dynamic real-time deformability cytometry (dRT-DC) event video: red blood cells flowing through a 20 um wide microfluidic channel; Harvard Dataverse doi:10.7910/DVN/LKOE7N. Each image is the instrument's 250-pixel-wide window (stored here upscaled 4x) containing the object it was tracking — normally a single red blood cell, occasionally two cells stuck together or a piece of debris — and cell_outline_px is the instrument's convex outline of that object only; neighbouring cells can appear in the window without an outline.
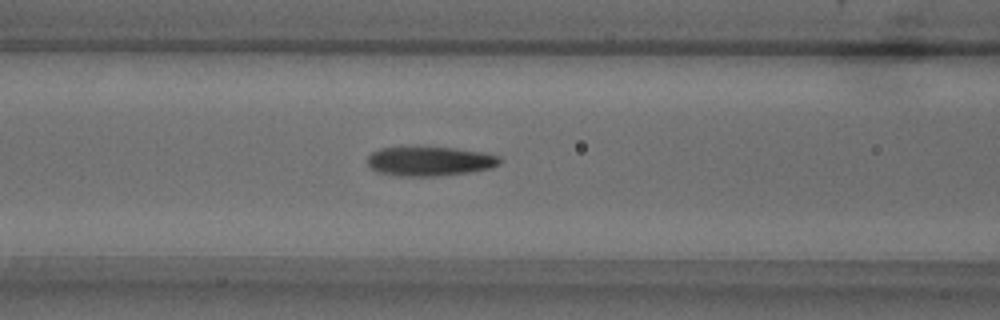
{"species": "common noctule bat (a hibernating species)", "species_latin": "Nyctalus noctula", "temperature_condition": "warm", "stored_images_in_passage": 41, "camera_frame_rate_fps": 3000, "um_per_image_px": 0.085, "animal": {"sex": "male", "body_mass_g": 18.8}, "frame": {"image": 1, "passage_image": 19, "time_ms": 6.0, "image_size_px": [1000, 320], "cell_outline_px": [[500, 164], [488, 168], [468, 172], [436, 176], [396, 176], [380, 172], [372, 168], [368, 164], [368, 156], [372, 152], [380, 148], [456, 148], [484, 152], [500, 156]], "centroid_in_image_um": [36.54, 13.71], "position_along_channel_um": 130.1, "area_um2": 22.25}}
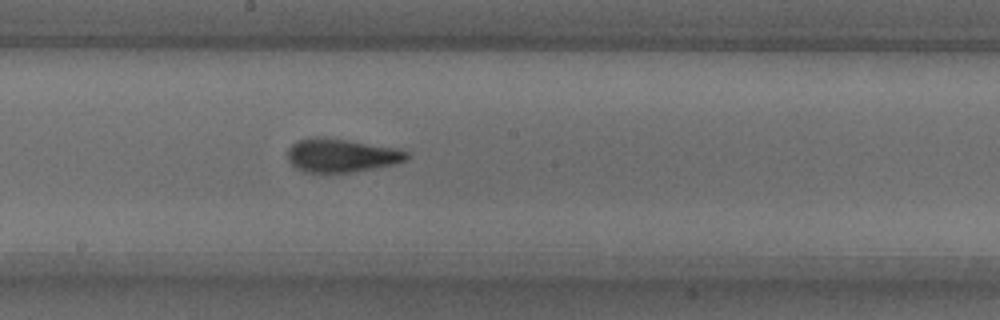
{"frame": {"image": 2, "passage_image": 26, "time_ms": 8.333, "image_size_px": [1000, 320], "cell_outline_px": [[408, 156], [404, 160], [392, 164], [376, 168], [348, 172], [304, 172], [296, 168], [288, 160], [288, 148], [296, 140], [312, 136], [320, 136], [396, 148], [408, 152]], "centroid_in_image_um": [28.95, 13.2], "position_along_channel_um": 219.3, "area_um2": 23.06}}
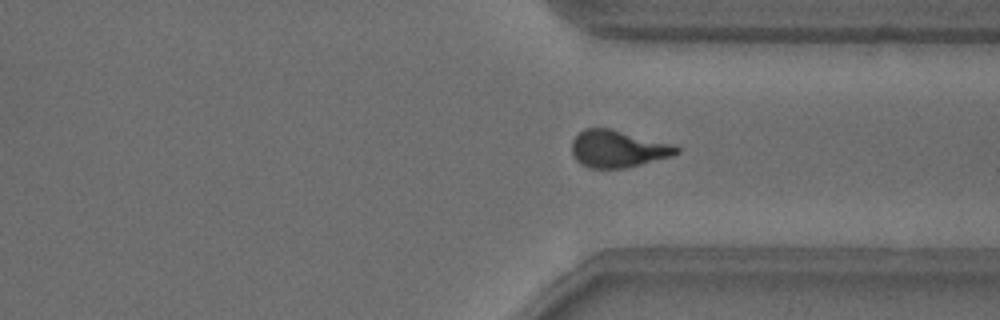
{"frame": {"image": 3, "passage_image": 37, "time_ms": 12.0, "image_size_px": [1000, 320], "cell_outline_px": [[680, 152], [672, 156], [628, 168], [588, 168], [580, 164], [576, 160], [572, 152], [572, 140], [584, 128], [608, 128], [672, 144], [680, 148]], "centroid_in_image_um": [52.51, 12.67], "position_along_channel_um": 358.9, "area_um2": 22.6}}